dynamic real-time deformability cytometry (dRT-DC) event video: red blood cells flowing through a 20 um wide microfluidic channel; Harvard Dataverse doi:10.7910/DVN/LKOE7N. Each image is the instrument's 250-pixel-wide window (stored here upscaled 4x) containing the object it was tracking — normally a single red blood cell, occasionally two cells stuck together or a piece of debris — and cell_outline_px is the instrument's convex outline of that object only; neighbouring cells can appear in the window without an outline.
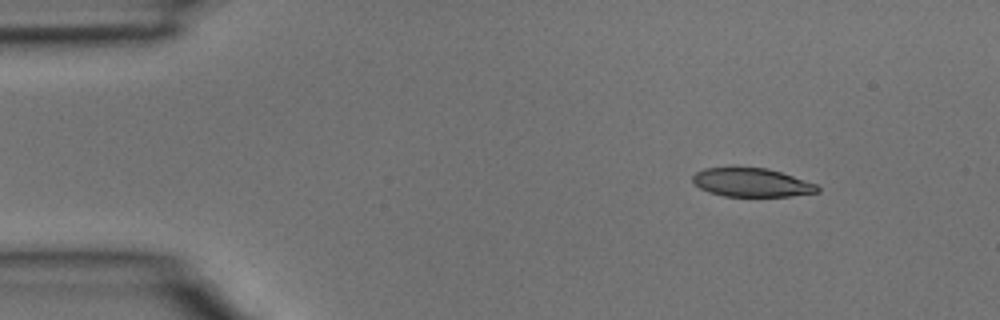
{"species": "common noctule bat (a hibernating species)", "species_latin": "Nyctalus noctula", "temperature_condition": "room temperature", "stored_images_in_passage": 3, "camera_frame_rate_fps": 3000, "um_per_image_px": 0.085, "animal": {"sex": "male", "body_mass_g": 15.6}, "frame": {"image": 1, "passage_image": 1, "time_ms": 0.0, "image_size_px": [1000, 320], "cell_outline_px": [[820, 192], [792, 196], [724, 196], [708, 192], [692, 184], [692, 176], [696, 172], [704, 168], [736, 164], [768, 168], [816, 184], [820, 188]], "centroid_in_image_um": [63.81, 15.47], "position_along_channel_um": 21.2, "area_um2": 21.68}}
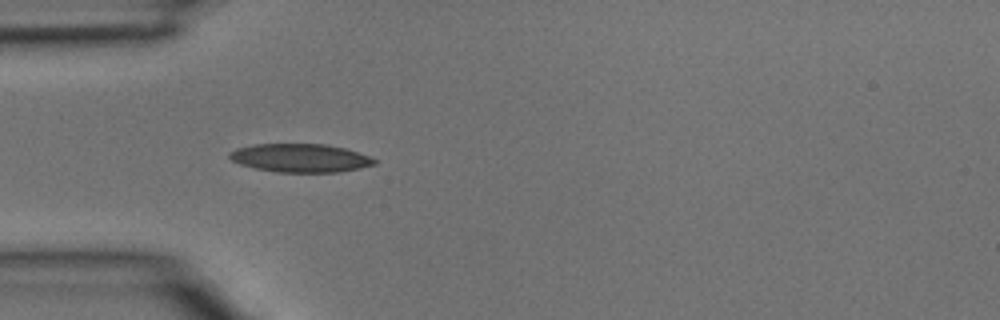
{"frame": {"image": 2, "passage_image": 3, "time_ms": 0.667, "image_size_px": [1000, 320], "cell_outline_px": [[376, 164], [360, 168], [336, 172], [276, 172], [256, 168], [240, 164], [232, 160], [228, 156], [228, 152], [236, 148], [252, 144], [328, 144], [344, 148], [368, 156], [376, 160]], "centroid_in_image_um": [25.49, 13.42], "position_along_channel_um": 59.5, "area_um2": 23.93}}